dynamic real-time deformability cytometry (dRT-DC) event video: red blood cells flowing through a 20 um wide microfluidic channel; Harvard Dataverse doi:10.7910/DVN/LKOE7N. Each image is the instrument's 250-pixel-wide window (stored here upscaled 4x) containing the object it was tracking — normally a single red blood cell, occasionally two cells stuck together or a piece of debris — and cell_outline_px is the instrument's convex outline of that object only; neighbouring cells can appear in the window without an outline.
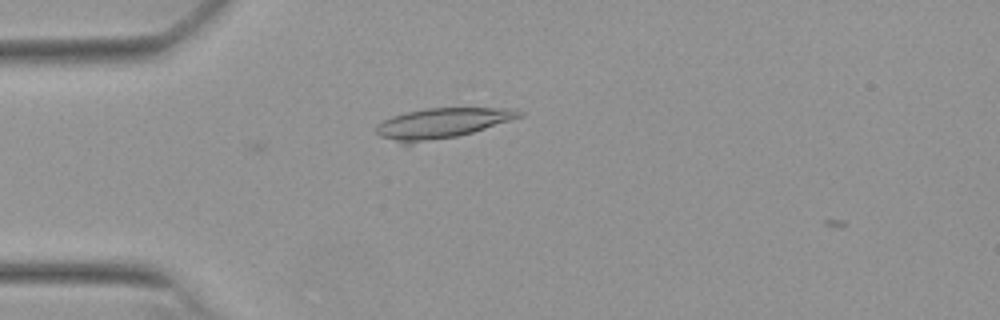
{"species": "Egyptian fruit bat (a non-hibernating species)", "species_latin": "Rousettus aegyptiacus", "temperature_condition": "warm", "stored_images_in_passage": 2, "camera_frame_rate_fps": 3000, "um_per_image_px": 0.085, "animal": {"sex": "female"}, "frame": {"image": 1, "passage_image": 1, "time_ms": 0.0, "image_size_px": [1000, 320], "cell_outline_px": [[524, 116], [512, 120], [472, 132], [456, 136], [412, 144], [400, 144], [380, 136], [376, 132], [376, 124], [392, 116], [404, 112], [424, 108], [516, 108], [524, 112]], "centroid_in_image_um": [37.55, 10.47], "position_along_channel_um": 47.4, "area_um2": 25.43}}